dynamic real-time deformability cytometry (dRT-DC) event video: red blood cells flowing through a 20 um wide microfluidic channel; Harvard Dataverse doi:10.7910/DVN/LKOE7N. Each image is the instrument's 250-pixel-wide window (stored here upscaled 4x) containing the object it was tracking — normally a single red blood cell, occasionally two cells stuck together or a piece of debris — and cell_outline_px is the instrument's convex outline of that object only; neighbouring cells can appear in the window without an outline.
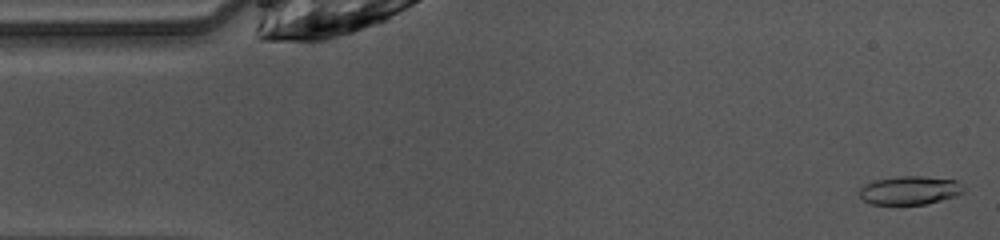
{"species": "common noctule bat (a hibernating species)", "species_latin": "Nyctalus noctula", "temperature_condition": "warm", "stored_images_in_passage": 47, "camera_frame_rate_fps": 3000, "um_per_image_px": 0.085, "animal": {"sex": "female", "body_mass_g": 10.0, "forearm_length_mm": 53.1}, "frame": {"image": 1, "passage_image": 1, "time_ms": 0.0, "image_size_px": [1000, 240], "cell_outline_px": [[964, 192], [956, 196], [924, 204], [872, 204], [864, 200], [860, 196], [860, 188], [864, 184], [872, 180], [900, 176], [924, 176], [956, 180], [964, 188]], "centroid_in_image_um": [77.32, 16.16], "position_along_channel_um": 7.7, "area_um2": 17.28}}
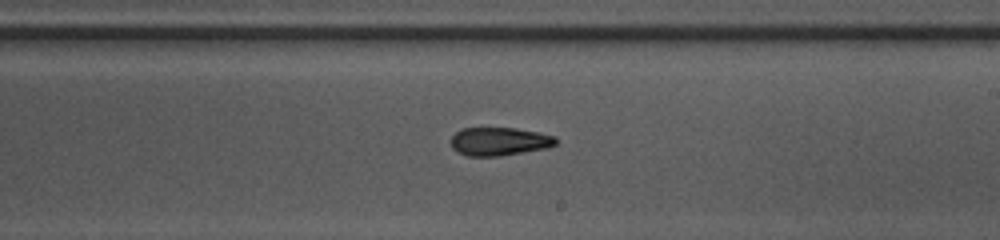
{"frame": {"image": 2, "passage_image": 26, "time_ms": 8.333, "image_size_px": [1000, 240], "cell_outline_px": [[556, 144], [548, 148], [500, 156], [468, 156], [456, 152], [452, 148], [452, 136], [460, 128], [516, 128], [540, 132], [556, 136]], "centroid_in_image_um": [42.45, 12.02], "position_along_channel_um": 246.5, "area_um2": 17.46}}
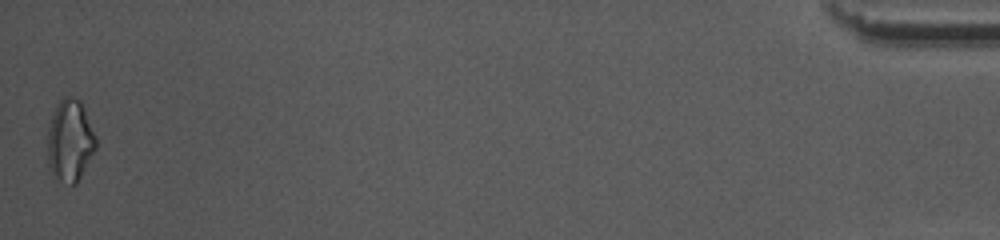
{"frame": {"image": 3, "passage_image": 47, "time_ms": 15.333, "image_size_px": [1000, 240], "cell_outline_px": [[96, 148], [76, 184], [72, 184], [60, 180], [48, 168], [48, 128], [52, 112], [60, 100], [64, 96], [68, 96], [80, 100], [96, 136]], "centroid_in_image_um": [5.94, 11.93], "position_along_channel_um": 429.3, "area_um2": 22.83}, "authors_computed_cell_mechanics": {"area_um2": 17.6868, "velocity_mm_per_s": 4.0811, "shape_relaxation_time_tau1_ms": null, "shape_relaxation_time_tau2_ms": 3.082, "deformation_change_tau1": null, "deformation_change_tau2": 0.1085}}